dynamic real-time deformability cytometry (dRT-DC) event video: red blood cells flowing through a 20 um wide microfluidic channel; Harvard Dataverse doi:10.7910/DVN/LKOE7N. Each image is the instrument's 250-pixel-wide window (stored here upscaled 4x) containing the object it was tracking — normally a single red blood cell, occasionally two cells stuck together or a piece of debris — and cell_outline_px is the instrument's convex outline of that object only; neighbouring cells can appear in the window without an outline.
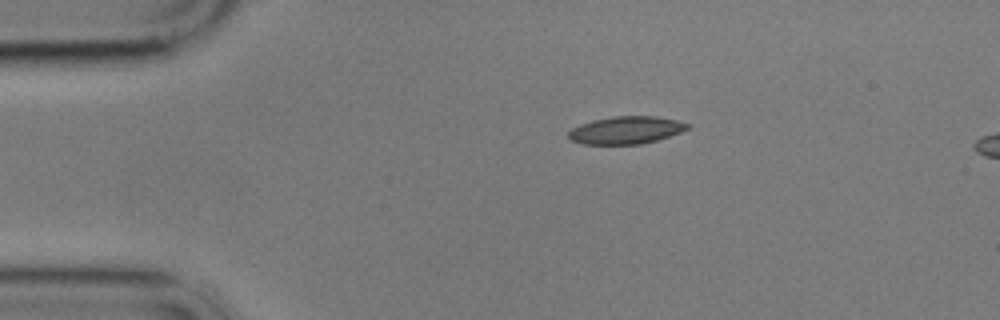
{"species": "common noctule bat (a hibernating species)", "species_latin": "Nyctalus noctula", "temperature_condition": "cold", "stored_images_in_passage": 2, "camera_frame_rate_fps": 3000, "um_per_image_px": 0.085, "animal": {"sex": "male", "body_mass_g": 17.9}, "frame": {"image": 1, "passage_image": 2, "time_ms": 2.0, "image_size_px": [1000, 320], "cell_outline_px": [[692, 128], [656, 140], [640, 144], [584, 144], [572, 140], [568, 136], [568, 132], [572, 128], [580, 124], [592, 120], [612, 116], [656, 116], [676, 120], [692, 124]], "centroid_in_image_um": [53.24, 11.05], "position_along_channel_um": 31.8, "area_um2": 19.13}}